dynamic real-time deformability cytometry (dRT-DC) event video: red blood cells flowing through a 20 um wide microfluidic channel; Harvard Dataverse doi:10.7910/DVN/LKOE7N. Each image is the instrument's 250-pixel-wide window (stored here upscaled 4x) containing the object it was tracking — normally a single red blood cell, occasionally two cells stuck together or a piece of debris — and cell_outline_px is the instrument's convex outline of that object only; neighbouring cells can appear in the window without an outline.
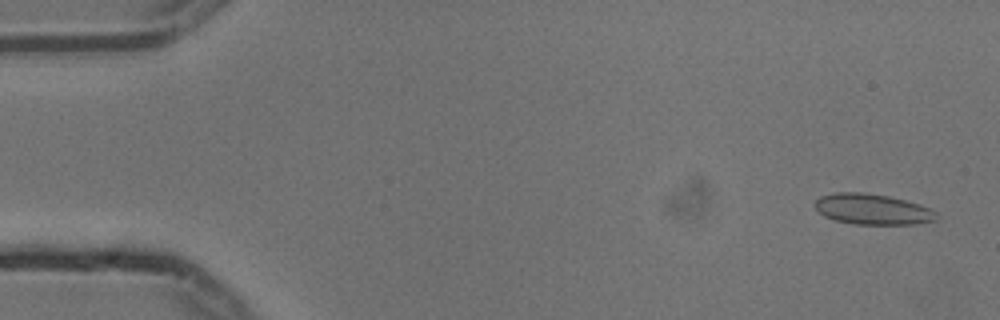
{"species": "common noctule bat (a hibernating species)", "species_latin": "Nyctalus noctula", "temperature_condition": "cold", "stored_images_in_passage": 17, "camera_frame_rate_fps": 3000, "um_per_image_px": 0.085, "animal": {"sex": "male", "body_mass_g": 13.3}, "frame": {"image": 1, "passage_image": 3, "time_ms": 0.667, "image_size_px": [1000, 320], "cell_outline_px": [[936, 220], [916, 224], [852, 224], [836, 220], [824, 216], [816, 208], [816, 200], [820, 196], [836, 192], [864, 192], [888, 196], [920, 204], [932, 208], [936, 212]], "centroid_in_image_um": [74.18, 17.78], "position_along_channel_um": 10.8, "area_um2": 21.68}}
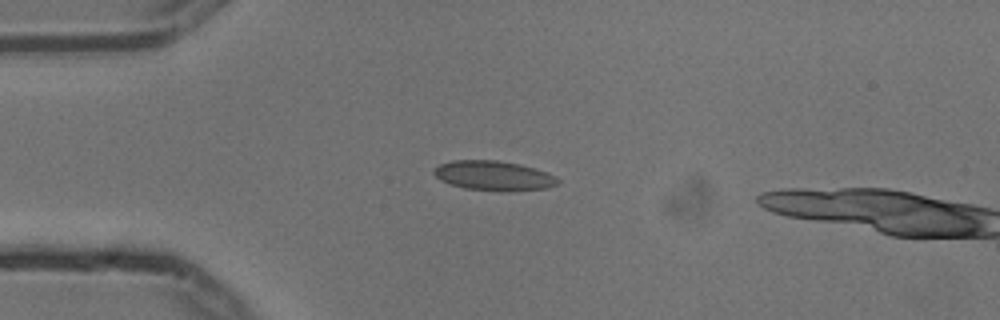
{"frame": {"image": 2, "passage_image": 14, "time_ms": 4.333, "image_size_px": [1000, 320], "cell_outline_px": [[560, 180], [556, 184], [548, 188], [504, 192], [500, 192], [464, 188], [448, 184], [440, 180], [432, 172], [432, 168], [440, 164], [452, 160], [496, 160], [520, 164], [556, 176]], "centroid_in_image_um": [41.91, 14.94], "position_along_channel_um": 43.1, "area_um2": 21.62}}